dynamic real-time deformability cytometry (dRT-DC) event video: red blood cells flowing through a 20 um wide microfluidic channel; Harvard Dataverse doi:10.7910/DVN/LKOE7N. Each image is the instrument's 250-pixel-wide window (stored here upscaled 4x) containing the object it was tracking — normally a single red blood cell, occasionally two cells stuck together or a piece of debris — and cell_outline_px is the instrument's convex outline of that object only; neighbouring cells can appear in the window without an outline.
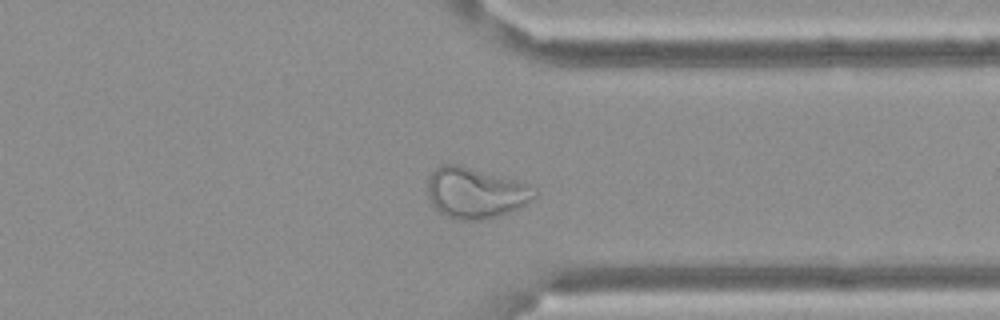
{"species": "Egyptian fruit bat (a non-hibernating species)", "species_latin": "Rousettus aegyptiacus", "temperature_condition": "cold", "stored_images_in_passage": 61, "camera_frame_rate_fps": 3000, "um_per_image_px": 0.085, "frame": {"image": 1, "passage_image": 47, "time_ms": 15.333, "image_size_px": [1000, 320], "cell_outline_px": [[536, 196], [524, 204], [508, 212], [496, 216], [480, 220], [460, 220], [448, 216], [440, 212], [432, 204], [428, 196], [428, 176], [440, 164], [460, 164], [532, 184], [536, 188]], "centroid_in_image_um": [40.42, 16.36], "position_along_channel_um": 371.0, "area_um2": 31.67}}
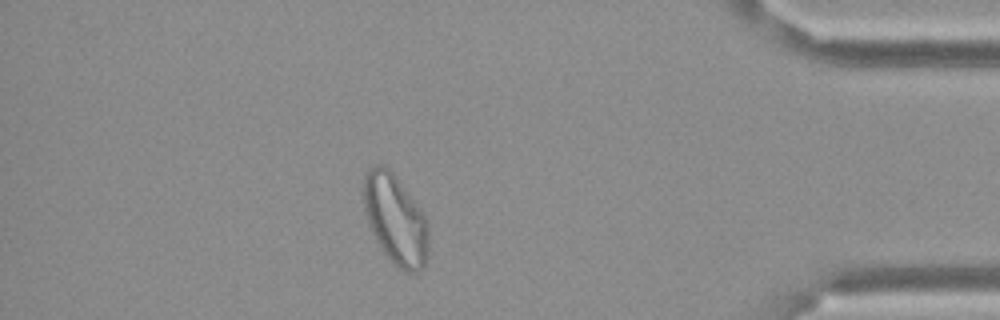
{"frame": {"image": 2, "passage_image": 53, "time_ms": 17.333, "image_size_px": [1000, 320], "cell_outline_px": [[428, 252], [424, 264], [420, 272], [404, 272], [396, 268], [384, 252], [376, 240], [368, 224], [364, 208], [364, 176], [368, 168], [376, 164], [384, 164], [392, 172], [416, 204], [424, 216], [428, 224]], "centroid_in_image_um": [33.6, 18.68], "position_along_channel_um": 401.6, "area_um2": 33.81}}